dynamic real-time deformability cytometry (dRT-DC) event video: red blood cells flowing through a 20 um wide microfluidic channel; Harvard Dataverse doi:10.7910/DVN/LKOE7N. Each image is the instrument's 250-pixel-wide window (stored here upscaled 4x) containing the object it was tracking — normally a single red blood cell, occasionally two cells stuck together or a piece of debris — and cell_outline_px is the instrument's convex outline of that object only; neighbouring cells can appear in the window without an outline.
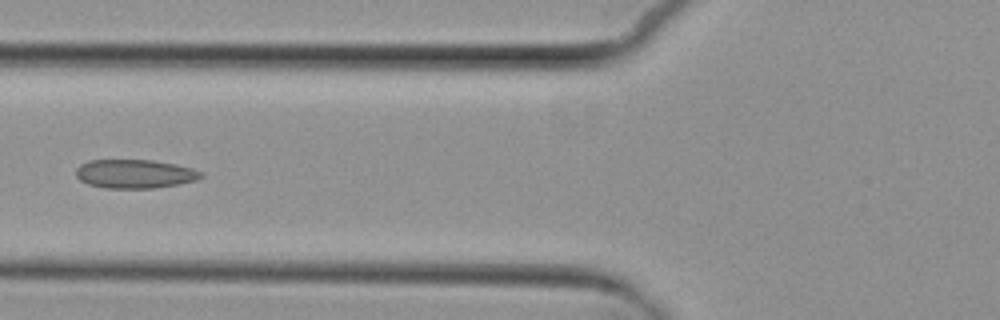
{"species": "common noctule bat (a hibernating species)", "species_latin": "Nyctalus noctula", "temperature_condition": "cold", "stored_images_in_passage": 8, "camera_frame_rate_fps": 3000, "um_per_image_px": 0.085, "animal": {"sex": "female", "body_mass_g": 29.2, "forearm_length_mm": 56.3}, "frame": {"image": 1, "passage_image": 8, "time_ms": 8.333, "image_size_px": [1000, 320], "cell_outline_px": [[204, 176], [196, 180], [176, 184], [152, 188], [104, 188], [88, 184], [80, 180], [76, 176], [76, 168], [80, 164], [88, 160], [152, 160], [192, 168], [204, 172]], "centroid_in_image_um": [11.43, 14.77], "position_along_channel_um": 114.4, "area_um2": 20.92}}